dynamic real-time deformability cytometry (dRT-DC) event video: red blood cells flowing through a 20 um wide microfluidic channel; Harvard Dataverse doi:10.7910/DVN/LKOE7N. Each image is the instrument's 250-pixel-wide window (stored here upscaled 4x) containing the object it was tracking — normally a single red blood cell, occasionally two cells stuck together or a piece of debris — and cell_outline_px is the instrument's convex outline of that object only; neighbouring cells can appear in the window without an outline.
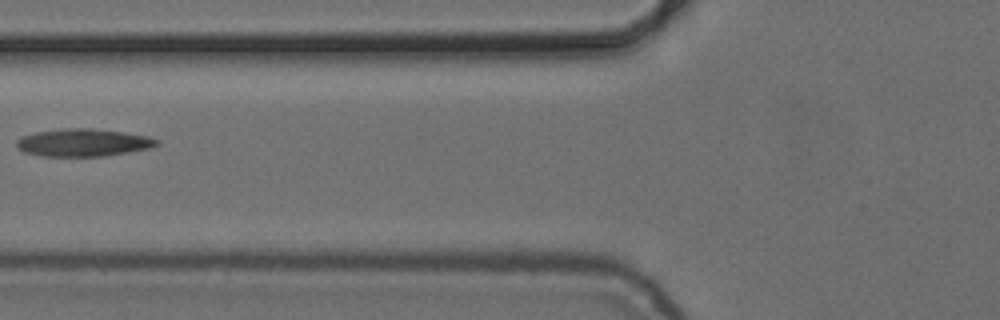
{"species": "common noctule bat (a hibernating species)", "species_latin": "Nyctalus noctula", "temperature_condition": "cold", "stored_images_in_passage": 2, "camera_frame_rate_fps": 3000, "um_per_image_px": 0.085, "animal": {"sex": "female", "body_mass_g": 24.6, "forearm_length_mm": 56.2}, "frame": {"image": 1, "passage_image": 2, "time_ms": 1.667, "image_size_px": [1000, 320], "cell_outline_px": [[160, 144], [148, 148], [128, 152], [104, 156], [40, 156], [24, 152], [16, 144], [16, 140], [24, 136], [36, 132], [64, 128], [92, 128], [148, 136], [160, 140]], "centroid_in_image_um": [7.08, 12.12], "position_along_channel_um": 118.7, "area_um2": 22.37}}